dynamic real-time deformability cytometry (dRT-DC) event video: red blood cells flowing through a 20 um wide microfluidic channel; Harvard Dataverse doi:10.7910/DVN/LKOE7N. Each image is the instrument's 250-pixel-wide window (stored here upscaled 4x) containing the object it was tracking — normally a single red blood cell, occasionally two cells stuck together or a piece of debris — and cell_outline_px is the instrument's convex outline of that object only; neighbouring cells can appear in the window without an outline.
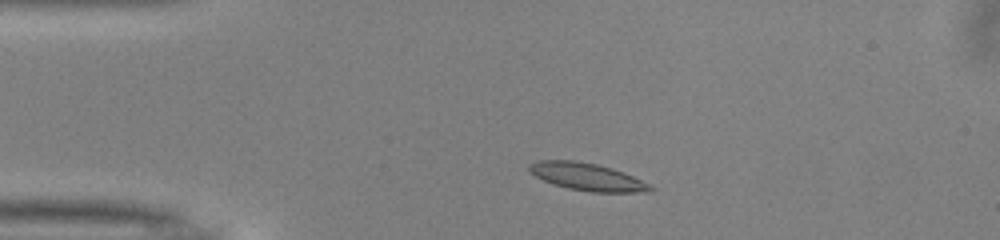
{"species": "common noctule bat (a hibernating species)", "species_latin": "Nyctalus noctula", "temperature_condition": "warm", "stored_images_in_passage": 45, "camera_frame_rate_fps": 3000, "um_per_image_px": 0.085, "animal": {"sex": "male", "body_mass_g": 13.0, "forearm_length_mm": 53.1}, "frame": {"image": 1, "passage_image": 5, "time_ms": 1.333, "image_size_px": [1000, 240], "cell_outline_px": [[656, 188], [652, 192], [592, 192], [568, 188], [544, 180], [528, 172], [528, 164], [536, 160], [576, 160], [596, 164], [612, 168], [632, 176]], "centroid_in_image_um": [49.89, 15.02], "position_along_channel_um": 35.1, "area_um2": 19.31}}
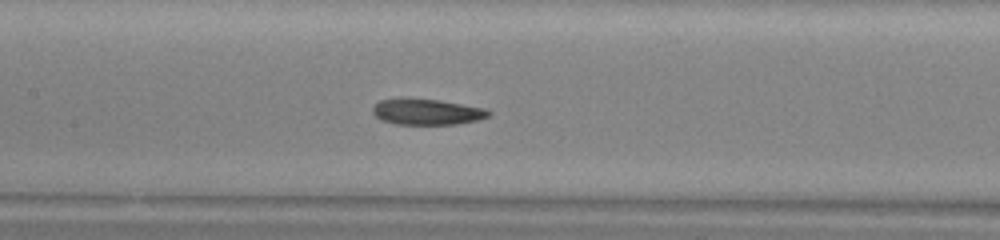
{"frame": {"image": 2, "passage_image": 18, "time_ms": 5.667, "image_size_px": [1000, 240], "cell_outline_px": [[492, 112], [488, 116], [476, 120], [456, 124], [396, 124], [384, 120], [376, 116], [372, 112], [372, 108], [380, 100], [440, 100], [484, 108]], "centroid_in_image_um": [36.33, 9.53], "position_along_channel_um": 171.1, "area_um2": 16.82}}
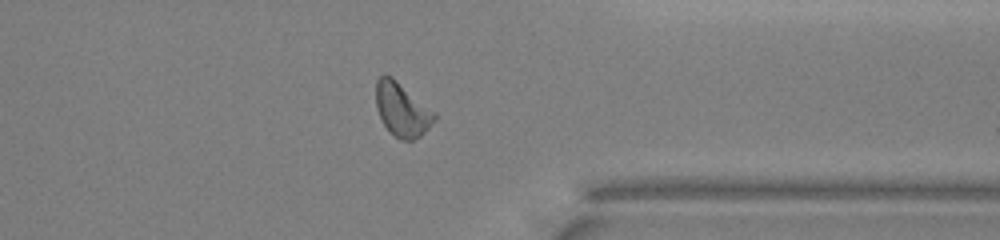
{"frame": {"image": 3, "passage_image": 34, "time_ms": 11.0, "image_size_px": [1000, 240], "cell_outline_px": [[436, 120], [420, 136], [412, 140], [400, 140], [392, 136], [380, 120], [376, 108], [376, 80], [380, 76], [392, 76], [436, 112]], "centroid_in_image_um": [34.16, 9.34], "position_along_channel_um": 377.2, "area_um2": 18.55}, "authors_computed_cell_mechanics": {"area_um2": 18.0914, "velocity_mm_per_s": 4.0131, "shape_relaxation_time_tau1_ms": 4.6501, "shape_relaxation_time_tau2_ms": 10.7007, "deformation_change_tau1": 0.1416, "deformation_change_tau2": 0.1624}}